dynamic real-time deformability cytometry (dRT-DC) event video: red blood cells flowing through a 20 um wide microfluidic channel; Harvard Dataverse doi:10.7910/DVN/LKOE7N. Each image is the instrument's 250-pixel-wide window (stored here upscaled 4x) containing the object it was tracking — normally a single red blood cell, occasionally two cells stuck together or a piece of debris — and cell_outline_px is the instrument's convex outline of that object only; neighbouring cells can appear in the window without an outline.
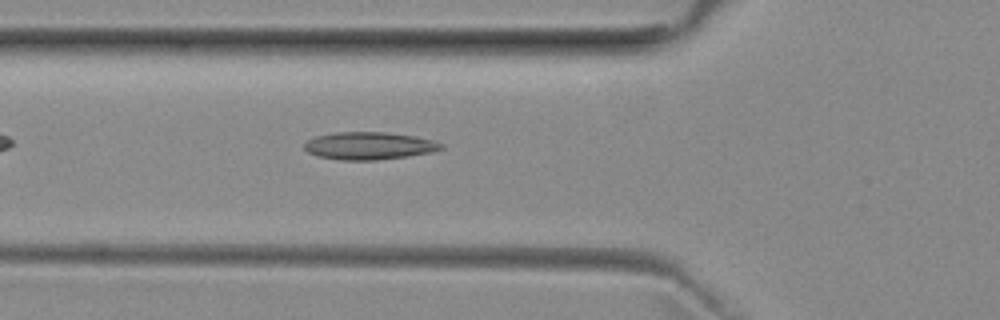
{"species": "common noctule bat (a hibernating species)", "species_latin": "Nyctalus noctula", "temperature_condition": "room temperature", "stored_images_in_passage": 33, "camera_frame_rate_fps": 3000, "um_per_image_px": 0.085, "animal": {"sex": "female", "body_mass_g": 29.2, "forearm_length_mm": 56.3}, "frame": {"image": 1, "passage_image": 4, "time_ms": 1.0, "image_size_px": [1000, 320], "cell_outline_px": [[444, 148], [432, 152], [376, 160], [340, 160], [316, 156], [308, 152], [304, 148], [304, 144], [308, 140], [316, 136], [336, 132], [384, 132], [412, 136], [432, 140], [444, 144]], "centroid_in_image_um": [31.34, 12.39], "position_along_channel_um": 94.5, "area_um2": 21.79}}
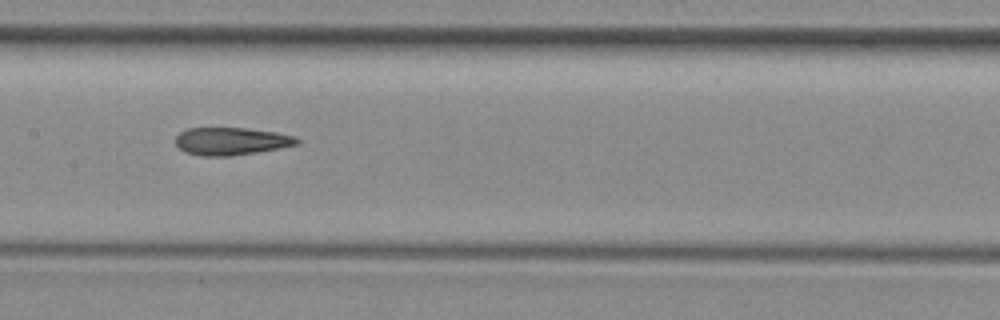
{"frame": {"image": 2, "passage_image": 11, "time_ms": 3.333, "image_size_px": [1000, 320], "cell_outline_px": [[300, 144], [256, 152], [228, 156], [200, 156], [184, 152], [176, 144], [176, 136], [180, 132], [188, 128], [244, 128], [276, 132], [296, 136], [300, 140]], "centroid_in_image_um": [19.66, 12.0], "position_along_channel_um": 187.7, "area_um2": 19.54}}
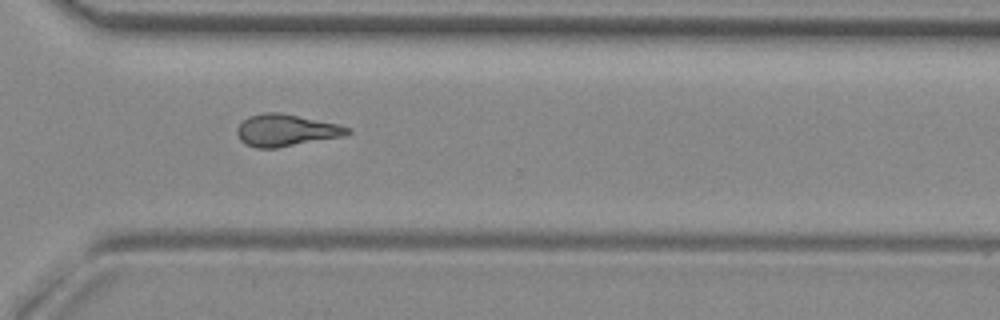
{"frame": {"image": 3, "passage_image": 23, "time_ms": 7.333, "image_size_px": [1000, 320], "cell_outline_px": [[352, 132], [344, 136], [276, 148], [256, 148], [244, 144], [240, 140], [236, 132], [236, 128], [248, 116], [264, 112], [280, 112], [340, 124], [352, 128]], "centroid_in_image_um": [24.32, 11.07], "position_along_channel_um": 346.3, "area_um2": 20.81}, "authors_computed_cell_mechanics": {"area_um2": 20.519, "velocity_mm_per_s": 3.9699, "shape_relaxation_time_tau1_ms": null, "shape_relaxation_time_tau2_ms": 3.7402, "deformation_change_tau1": null, "deformation_change_tau2": 0.1184}}